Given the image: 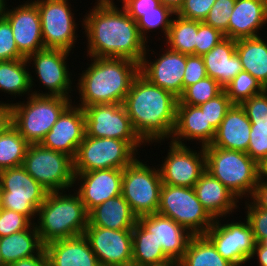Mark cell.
Returning <instances> with one entry per match:
<instances>
[{"label":"cell","mask_w":267,"mask_h":266,"mask_svg":"<svg viewBox=\"0 0 267 266\" xmlns=\"http://www.w3.org/2000/svg\"><path fill=\"white\" fill-rule=\"evenodd\" d=\"M95 3L81 21L88 42L86 56L126 58L141 64L149 45L142 39L137 22L114 0Z\"/></svg>","instance_id":"6da1fadb"},{"label":"cell","mask_w":267,"mask_h":266,"mask_svg":"<svg viewBox=\"0 0 267 266\" xmlns=\"http://www.w3.org/2000/svg\"><path fill=\"white\" fill-rule=\"evenodd\" d=\"M178 98L152 84L141 73L132 82L123 106L133 128L146 144L161 143L172 137ZM151 142V143H150Z\"/></svg>","instance_id":"7a4b0ae2"},{"label":"cell","mask_w":267,"mask_h":266,"mask_svg":"<svg viewBox=\"0 0 267 266\" xmlns=\"http://www.w3.org/2000/svg\"><path fill=\"white\" fill-rule=\"evenodd\" d=\"M90 60L88 68L79 74L76 90L81 103L78 106L123 104L140 73V64L126 58L91 57Z\"/></svg>","instance_id":"3957f363"},{"label":"cell","mask_w":267,"mask_h":266,"mask_svg":"<svg viewBox=\"0 0 267 266\" xmlns=\"http://www.w3.org/2000/svg\"><path fill=\"white\" fill-rule=\"evenodd\" d=\"M49 192L37 210L35 226L43 245L84 235L88 212L77 192Z\"/></svg>","instance_id":"277c9868"},{"label":"cell","mask_w":267,"mask_h":266,"mask_svg":"<svg viewBox=\"0 0 267 266\" xmlns=\"http://www.w3.org/2000/svg\"><path fill=\"white\" fill-rule=\"evenodd\" d=\"M206 171L238 199L250 198L259 182L258 164L246 153L207 145ZM246 194V195H245Z\"/></svg>","instance_id":"5b68a950"},{"label":"cell","mask_w":267,"mask_h":266,"mask_svg":"<svg viewBox=\"0 0 267 266\" xmlns=\"http://www.w3.org/2000/svg\"><path fill=\"white\" fill-rule=\"evenodd\" d=\"M71 103L62 96L31 94L26 102L10 103L11 124L29 144H40Z\"/></svg>","instance_id":"8992f818"},{"label":"cell","mask_w":267,"mask_h":266,"mask_svg":"<svg viewBox=\"0 0 267 266\" xmlns=\"http://www.w3.org/2000/svg\"><path fill=\"white\" fill-rule=\"evenodd\" d=\"M157 213L173 219L192 235H204L214 218L198 200L193 187L162 184Z\"/></svg>","instance_id":"52a82bcc"},{"label":"cell","mask_w":267,"mask_h":266,"mask_svg":"<svg viewBox=\"0 0 267 266\" xmlns=\"http://www.w3.org/2000/svg\"><path fill=\"white\" fill-rule=\"evenodd\" d=\"M22 166L49 192L74 188V161L67 154L29 144Z\"/></svg>","instance_id":"ba28073f"},{"label":"cell","mask_w":267,"mask_h":266,"mask_svg":"<svg viewBox=\"0 0 267 266\" xmlns=\"http://www.w3.org/2000/svg\"><path fill=\"white\" fill-rule=\"evenodd\" d=\"M48 193L23 166L0 171V208L21 213L32 223Z\"/></svg>","instance_id":"9c48e42d"},{"label":"cell","mask_w":267,"mask_h":266,"mask_svg":"<svg viewBox=\"0 0 267 266\" xmlns=\"http://www.w3.org/2000/svg\"><path fill=\"white\" fill-rule=\"evenodd\" d=\"M156 169L139 157L123 169L121 194L137 217L158 211L163 183L159 168Z\"/></svg>","instance_id":"30bf717a"},{"label":"cell","mask_w":267,"mask_h":266,"mask_svg":"<svg viewBox=\"0 0 267 266\" xmlns=\"http://www.w3.org/2000/svg\"><path fill=\"white\" fill-rule=\"evenodd\" d=\"M137 152L124 140L84 136L74 161V173L97 169H124L136 158Z\"/></svg>","instance_id":"8fae6325"},{"label":"cell","mask_w":267,"mask_h":266,"mask_svg":"<svg viewBox=\"0 0 267 266\" xmlns=\"http://www.w3.org/2000/svg\"><path fill=\"white\" fill-rule=\"evenodd\" d=\"M83 109L86 136L124 140L139 153L145 143L133 128L123 104H94Z\"/></svg>","instance_id":"7c38bea8"},{"label":"cell","mask_w":267,"mask_h":266,"mask_svg":"<svg viewBox=\"0 0 267 266\" xmlns=\"http://www.w3.org/2000/svg\"><path fill=\"white\" fill-rule=\"evenodd\" d=\"M41 18L44 48L71 52L75 47L78 28L68 0H33Z\"/></svg>","instance_id":"4fadbf2b"},{"label":"cell","mask_w":267,"mask_h":266,"mask_svg":"<svg viewBox=\"0 0 267 266\" xmlns=\"http://www.w3.org/2000/svg\"><path fill=\"white\" fill-rule=\"evenodd\" d=\"M220 219V220H218ZM214 220L204 234L215 246L217 252L233 266L246 264L252 256L256 241L247 220L222 223L223 217Z\"/></svg>","instance_id":"5bb4252c"},{"label":"cell","mask_w":267,"mask_h":266,"mask_svg":"<svg viewBox=\"0 0 267 266\" xmlns=\"http://www.w3.org/2000/svg\"><path fill=\"white\" fill-rule=\"evenodd\" d=\"M69 51L62 49L44 48L34 54L29 55L26 60L28 64L34 66L40 84H43L47 92L32 91L35 95H55L71 98L72 82L71 74L67 65ZM33 61V62H32ZM32 62V63H31ZM34 64V65H33Z\"/></svg>","instance_id":"9a60e30c"},{"label":"cell","mask_w":267,"mask_h":266,"mask_svg":"<svg viewBox=\"0 0 267 266\" xmlns=\"http://www.w3.org/2000/svg\"><path fill=\"white\" fill-rule=\"evenodd\" d=\"M200 148V151H193L186 145H178L170 141L167 157L159 165L162 183L193 187L206 171V153L204 147Z\"/></svg>","instance_id":"2e32d148"},{"label":"cell","mask_w":267,"mask_h":266,"mask_svg":"<svg viewBox=\"0 0 267 266\" xmlns=\"http://www.w3.org/2000/svg\"><path fill=\"white\" fill-rule=\"evenodd\" d=\"M84 236L101 266H132V229L112 230L88 222Z\"/></svg>","instance_id":"e0dca14e"},{"label":"cell","mask_w":267,"mask_h":266,"mask_svg":"<svg viewBox=\"0 0 267 266\" xmlns=\"http://www.w3.org/2000/svg\"><path fill=\"white\" fill-rule=\"evenodd\" d=\"M7 6L6 3L3 16L11 25L18 51L27 58L44 49L41 18L37 5L32 0H27L13 9Z\"/></svg>","instance_id":"ac0fdd59"},{"label":"cell","mask_w":267,"mask_h":266,"mask_svg":"<svg viewBox=\"0 0 267 266\" xmlns=\"http://www.w3.org/2000/svg\"><path fill=\"white\" fill-rule=\"evenodd\" d=\"M146 49L143 60L140 64V73L152 84L172 93L179 98L183 93V76L186 68V54L172 51L168 48L159 58L148 60Z\"/></svg>","instance_id":"d6986e66"},{"label":"cell","mask_w":267,"mask_h":266,"mask_svg":"<svg viewBox=\"0 0 267 266\" xmlns=\"http://www.w3.org/2000/svg\"><path fill=\"white\" fill-rule=\"evenodd\" d=\"M122 178L123 169L109 168L75 173L74 186H79L75 191L79 194L86 211L89 213L108 199L121 195Z\"/></svg>","instance_id":"ffe728a7"},{"label":"cell","mask_w":267,"mask_h":266,"mask_svg":"<svg viewBox=\"0 0 267 266\" xmlns=\"http://www.w3.org/2000/svg\"><path fill=\"white\" fill-rule=\"evenodd\" d=\"M71 103L41 141V145L72 157L85 136L84 109Z\"/></svg>","instance_id":"44dd1931"},{"label":"cell","mask_w":267,"mask_h":266,"mask_svg":"<svg viewBox=\"0 0 267 266\" xmlns=\"http://www.w3.org/2000/svg\"><path fill=\"white\" fill-rule=\"evenodd\" d=\"M138 222L152 233L158 246L171 260L179 261L183 257L193 236L187 229L159 213L140 216Z\"/></svg>","instance_id":"7402d4cb"},{"label":"cell","mask_w":267,"mask_h":266,"mask_svg":"<svg viewBox=\"0 0 267 266\" xmlns=\"http://www.w3.org/2000/svg\"><path fill=\"white\" fill-rule=\"evenodd\" d=\"M215 134L216 130L198 106L177 104L176 122L170 140L172 143L187 145L184 140H196L205 147L213 142Z\"/></svg>","instance_id":"603a6c76"},{"label":"cell","mask_w":267,"mask_h":266,"mask_svg":"<svg viewBox=\"0 0 267 266\" xmlns=\"http://www.w3.org/2000/svg\"><path fill=\"white\" fill-rule=\"evenodd\" d=\"M267 23V0H236L228 25V38L239 40L259 36Z\"/></svg>","instance_id":"cb8c5ba5"},{"label":"cell","mask_w":267,"mask_h":266,"mask_svg":"<svg viewBox=\"0 0 267 266\" xmlns=\"http://www.w3.org/2000/svg\"><path fill=\"white\" fill-rule=\"evenodd\" d=\"M251 122L240 104H233L221 121L213 147L247 152L250 140Z\"/></svg>","instance_id":"d4e9b609"},{"label":"cell","mask_w":267,"mask_h":266,"mask_svg":"<svg viewBox=\"0 0 267 266\" xmlns=\"http://www.w3.org/2000/svg\"><path fill=\"white\" fill-rule=\"evenodd\" d=\"M193 188L198 200L214 219L228 217L239 207L238 198L207 171L196 181Z\"/></svg>","instance_id":"484cf974"},{"label":"cell","mask_w":267,"mask_h":266,"mask_svg":"<svg viewBox=\"0 0 267 266\" xmlns=\"http://www.w3.org/2000/svg\"><path fill=\"white\" fill-rule=\"evenodd\" d=\"M44 249L50 266H101L84 235L50 242Z\"/></svg>","instance_id":"4316f807"},{"label":"cell","mask_w":267,"mask_h":266,"mask_svg":"<svg viewBox=\"0 0 267 266\" xmlns=\"http://www.w3.org/2000/svg\"><path fill=\"white\" fill-rule=\"evenodd\" d=\"M208 77L215 79L225 88L232 79L243 71L236 53V40L225 37L208 53L202 56Z\"/></svg>","instance_id":"83f0119b"},{"label":"cell","mask_w":267,"mask_h":266,"mask_svg":"<svg viewBox=\"0 0 267 266\" xmlns=\"http://www.w3.org/2000/svg\"><path fill=\"white\" fill-rule=\"evenodd\" d=\"M137 221L138 217L122 194L108 199L88 213V222L92 226L112 230L133 229Z\"/></svg>","instance_id":"f1b7e54d"},{"label":"cell","mask_w":267,"mask_h":266,"mask_svg":"<svg viewBox=\"0 0 267 266\" xmlns=\"http://www.w3.org/2000/svg\"><path fill=\"white\" fill-rule=\"evenodd\" d=\"M43 249L44 245L34 223L26 230L0 237V253L7 266L20 259L36 256Z\"/></svg>","instance_id":"f546056e"},{"label":"cell","mask_w":267,"mask_h":266,"mask_svg":"<svg viewBox=\"0 0 267 266\" xmlns=\"http://www.w3.org/2000/svg\"><path fill=\"white\" fill-rule=\"evenodd\" d=\"M236 53L243 71L250 73L267 89V42L260 36L236 40Z\"/></svg>","instance_id":"4dcf8cb0"},{"label":"cell","mask_w":267,"mask_h":266,"mask_svg":"<svg viewBox=\"0 0 267 266\" xmlns=\"http://www.w3.org/2000/svg\"><path fill=\"white\" fill-rule=\"evenodd\" d=\"M26 58L0 61V90L11 96H30L35 80L29 72Z\"/></svg>","instance_id":"1f68e13d"},{"label":"cell","mask_w":267,"mask_h":266,"mask_svg":"<svg viewBox=\"0 0 267 266\" xmlns=\"http://www.w3.org/2000/svg\"><path fill=\"white\" fill-rule=\"evenodd\" d=\"M169 260L152 233L137 221L132 229V266H152Z\"/></svg>","instance_id":"d6a6232c"},{"label":"cell","mask_w":267,"mask_h":266,"mask_svg":"<svg viewBox=\"0 0 267 266\" xmlns=\"http://www.w3.org/2000/svg\"><path fill=\"white\" fill-rule=\"evenodd\" d=\"M180 266H233L216 250L205 235H193L187 245Z\"/></svg>","instance_id":"836d02e7"},{"label":"cell","mask_w":267,"mask_h":266,"mask_svg":"<svg viewBox=\"0 0 267 266\" xmlns=\"http://www.w3.org/2000/svg\"><path fill=\"white\" fill-rule=\"evenodd\" d=\"M197 32V20L184 19L175 14L165 38V44L172 51L186 55H196Z\"/></svg>","instance_id":"e575fe53"},{"label":"cell","mask_w":267,"mask_h":266,"mask_svg":"<svg viewBox=\"0 0 267 266\" xmlns=\"http://www.w3.org/2000/svg\"><path fill=\"white\" fill-rule=\"evenodd\" d=\"M29 143L10 124L0 134V171L22 166Z\"/></svg>","instance_id":"d590c367"},{"label":"cell","mask_w":267,"mask_h":266,"mask_svg":"<svg viewBox=\"0 0 267 266\" xmlns=\"http://www.w3.org/2000/svg\"><path fill=\"white\" fill-rule=\"evenodd\" d=\"M224 91V88L213 78L206 77L195 84L186 87L178 98L177 104L199 106L215 98Z\"/></svg>","instance_id":"8d00e7d4"},{"label":"cell","mask_w":267,"mask_h":266,"mask_svg":"<svg viewBox=\"0 0 267 266\" xmlns=\"http://www.w3.org/2000/svg\"><path fill=\"white\" fill-rule=\"evenodd\" d=\"M175 14L176 13L170 7L162 3L156 7V11L140 12V18L136 22L142 39L148 43L147 33L160 28L166 38L171 25L172 16H175Z\"/></svg>","instance_id":"74e56055"},{"label":"cell","mask_w":267,"mask_h":266,"mask_svg":"<svg viewBox=\"0 0 267 266\" xmlns=\"http://www.w3.org/2000/svg\"><path fill=\"white\" fill-rule=\"evenodd\" d=\"M265 88L250 73L239 72L224 88L233 104H241L253 95L261 93Z\"/></svg>","instance_id":"f35d334b"},{"label":"cell","mask_w":267,"mask_h":266,"mask_svg":"<svg viewBox=\"0 0 267 266\" xmlns=\"http://www.w3.org/2000/svg\"><path fill=\"white\" fill-rule=\"evenodd\" d=\"M235 3L236 0H216L203 22L228 37L229 19Z\"/></svg>","instance_id":"ab89813d"},{"label":"cell","mask_w":267,"mask_h":266,"mask_svg":"<svg viewBox=\"0 0 267 266\" xmlns=\"http://www.w3.org/2000/svg\"><path fill=\"white\" fill-rule=\"evenodd\" d=\"M232 105L233 103L230 101V98L227 96L226 92L223 91L215 98L200 104L198 107L205 113L210 125L217 130L226 112Z\"/></svg>","instance_id":"60d3db41"},{"label":"cell","mask_w":267,"mask_h":266,"mask_svg":"<svg viewBox=\"0 0 267 266\" xmlns=\"http://www.w3.org/2000/svg\"><path fill=\"white\" fill-rule=\"evenodd\" d=\"M251 122V125L267 126V89L253 95L240 104Z\"/></svg>","instance_id":"b9f144b4"},{"label":"cell","mask_w":267,"mask_h":266,"mask_svg":"<svg viewBox=\"0 0 267 266\" xmlns=\"http://www.w3.org/2000/svg\"><path fill=\"white\" fill-rule=\"evenodd\" d=\"M251 201V202H249ZM245 201L246 220L248 221L256 243L267 237V210L259 208L251 199Z\"/></svg>","instance_id":"7bdbcfd3"},{"label":"cell","mask_w":267,"mask_h":266,"mask_svg":"<svg viewBox=\"0 0 267 266\" xmlns=\"http://www.w3.org/2000/svg\"><path fill=\"white\" fill-rule=\"evenodd\" d=\"M25 58L16 46L9 21L0 17V61Z\"/></svg>","instance_id":"ee69618b"},{"label":"cell","mask_w":267,"mask_h":266,"mask_svg":"<svg viewBox=\"0 0 267 266\" xmlns=\"http://www.w3.org/2000/svg\"><path fill=\"white\" fill-rule=\"evenodd\" d=\"M32 222L23 214L0 208V237L26 230Z\"/></svg>","instance_id":"f6af8a7d"},{"label":"cell","mask_w":267,"mask_h":266,"mask_svg":"<svg viewBox=\"0 0 267 266\" xmlns=\"http://www.w3.org/2000/svg\"><path fill=\"white\" fill-rule=\"evenodd\" d=\"M225 35L218 29L198 21L196 55L203 56L215 47Z\"/></svg>","instance_id":"bcb514c9"},{"label":"cell","mask_w":267,"mask_h":266,"mask_svg":"<svg viewBox=\"0 0 267 266\" xmlns=\"http://www.w3.org/2000/svg\"><path fill=\"white\" fill-rule=\"evenodd\" d=\"M257 164L267 157V126L251 125L249 146L246 152Z\"/></svg>","instance_id":"7dc6e473"},{"label":"cell","mask_w":267,"mask_h":266,"mask_svg":"<svg viewBox=\"0 0 267 266\" xmlns=\"http://www.w3.org/2000/svg\"><path fill=\"white\" fill-rule=\"evenodd\" d=\"M216 0H184L176 14L184 19L203 22Z\"/></svg>","instance_id":"c3c4849f"},{"label":"cell","mask_w":267,"mask_h":266,"mask_svg":"<svg viewBox=\"0 0 267 266\" xmlns=\"http://www.w3.org/2000/svg\"><path fill=\"white\" fill-rule=\"evenodd\" d=\"M207 77L202 56L186 55V68L183 76V91L186 87Z\"/></svg>","instance_id":"681fc988"},{"label":"cell","mask_w":267,"mask_h":266,"mask_svg":"<svg viewBox=\"0 0 267 266\" xmlns=\"http://www.w3.org/2000/svg\"><path fill=\"white\" fill-rule=\"evenodd\" d=\"M122 8L135 21L140 18V12L156 11V7L161 4L160 0H119Z\"/></svg>","instance_id":"f907efd6"},{"label":"cell","mask_w":267,"mask_h":266,"mask_svg":"<svg viewBox=\"0 0 267 266\" xmlns=\"http://www.w3.org/2000/svg\"><path fill=\"white\" fill-rule=\"evenodd\" d=\"M8 266H50L45 249H43L38 255L29 258L20 259L13 262Z\"/></svg>","instance_id":"816d5d0a"},{"label":"cell","mask_w":267,"mask_h":266,"mask_svg":"<svg viewBox=\"0 0 267 266\" xmlns=\"http://www.w3.org/2000/svg\"><path fill=\"white\" fill-rule=\"evenodd\" d=\"M250 199L259 208L267 210V182L259 181Z\"/></svg>","instance_id":"f5cc1de1"},{"label":"cell","mask_w":267,"mask_h":266,"mask_svg":"<svg viewBox=\"0 0 267 266\" xmlns=\"http://www.w3.org/2000/svg\"><path fill=\"white\" fill-rule=\"evenodd\" d=\"M11 124L10 103L0 101V134Z\"/></svg>","instance_id":"db71d44e"},{"label":"cell","mask_w":267,"mask_h":266,"mask_svg":"<svg viewBox=\"0 0 267 266\" xmlns=\"http://www.w3.org/2000/svg\"><path fill=\"white\" fill-rule=\"evenodd\" d=\"M254 256L257 257L259 266H267V248H264L260 243H256L253 249L251 258L253 259Z\"/></svg>","instance_id":"11a10c76"},{"label":"cell","mask_w":267,"mask_h":266,"mask_svg":"<svg viewBox=\"0 0 267 266\" xmlns=\"http://www.w3.org/2000/svg\"><path fill=\"white\" fill-rule=\"evenodd\" d=\"M162 4L170 7L175 13L182 6L184 0H160Z\"/></svg>","instance_id":"9f6ffc18"},{"label":"cell","mask_w":267,"mask_h":266,"mask_svg":"<svg viewBox=\"0 0 267 266\" xmlns=\"http://www.w3.org/2000/svg\"><path fill=\"white\" fill-rule=\"evenodd\" d=\"M258 167L259 181L267 182V157L260 164H258Z\"/></svg>","instance_id":"6f0895ef"},{"label":"cell","mask_w":267,"mask_h":266,"mask_svg":"<svg viewBox=\"0 0 267 266\" xmlns=\"http://www.w3.org/2000/svg\"><path fill=\"white\" fill-rule=\"evenodd\" d=\"M152 266H180V263L177 260H169V261H166L164 263L155 264Z\"/></svg>","instance_id":"680465c9"},{"label":"cell","mask_w":267,"mask_h":266,"mask_svg":"<svg viewBox=\"0 0 267 266\" xmlns=\"http://www.w3.org/2000/svg\"><path fill=\"white\" fill-rule=\"evenodd\" d=\"M6 2V0H0V17H2L4 14Z\"/></svg>","instance_id":"91938a15"},{"label":"cell","mask_w":267,"mask_h":266,"mask_svg":"<svg viewBox=\"0 0 267 266\" xmlns=\"http://www.w3.org/2000/svg\"><path fill=\"white\" fill-rule=\"evenodd\" d=\"M264 248H267V237L263 238L260 242H259Z\"/></svg>","instance_id":"94428289"},{"label":"cell","mask_w":267,"mask_h":266,"mask_svg":"<svg viewBox=\"0 0 267 266\" xmlns=\"http://www.w3.org/2000/svg\"><path fill=\"white\" fill-rule=\"evenodd\" d=\"M0 266H7V265L4 263L3 259H2L1 253H0Z\"/></svg>","instance_id":"6125c7cd"}]
</instances>
